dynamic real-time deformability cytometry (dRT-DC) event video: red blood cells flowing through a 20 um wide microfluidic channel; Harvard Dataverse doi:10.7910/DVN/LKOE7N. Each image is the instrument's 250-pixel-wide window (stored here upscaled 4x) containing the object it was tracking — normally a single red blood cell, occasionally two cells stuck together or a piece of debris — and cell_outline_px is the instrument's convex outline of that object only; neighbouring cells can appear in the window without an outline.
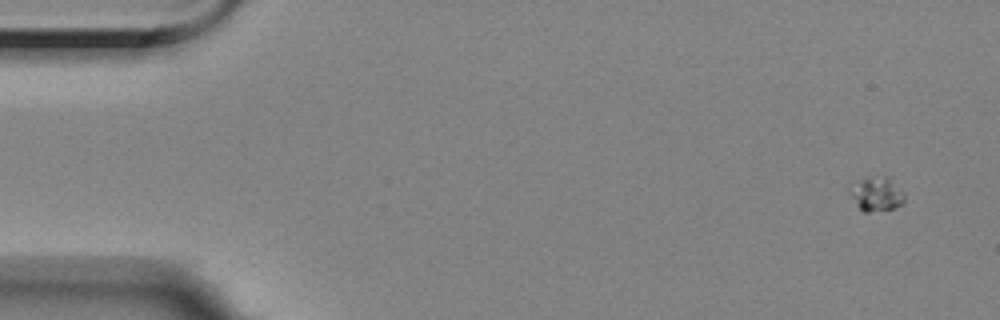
{"species": "Egyptian fruit bat (a non-hibernating species)", "species_latin": "Rousettus aegyptiacus", "temperature_condition": "room temperature", "stored_images_in_passage": 4, "camera_frame_rate_fps": 3000, "um_per_image_px": 0.085, "animal": {"sex": "female"}, "frame": {"image": 1, "passage_image": 1, "time_ms": 0.0, "image_size_px": [1000, 320], "cell_outline_px": [[904, 204], [896, 208], [868, 212], [864, 212], [856, 204], [848, 192], [848, 184], [872, 176], [892, 176], [904, 196]], "centroid_in_image_um": [74.49, 16.46], "position_along_channel_um": 10.5, "area_um2": 11.21}}